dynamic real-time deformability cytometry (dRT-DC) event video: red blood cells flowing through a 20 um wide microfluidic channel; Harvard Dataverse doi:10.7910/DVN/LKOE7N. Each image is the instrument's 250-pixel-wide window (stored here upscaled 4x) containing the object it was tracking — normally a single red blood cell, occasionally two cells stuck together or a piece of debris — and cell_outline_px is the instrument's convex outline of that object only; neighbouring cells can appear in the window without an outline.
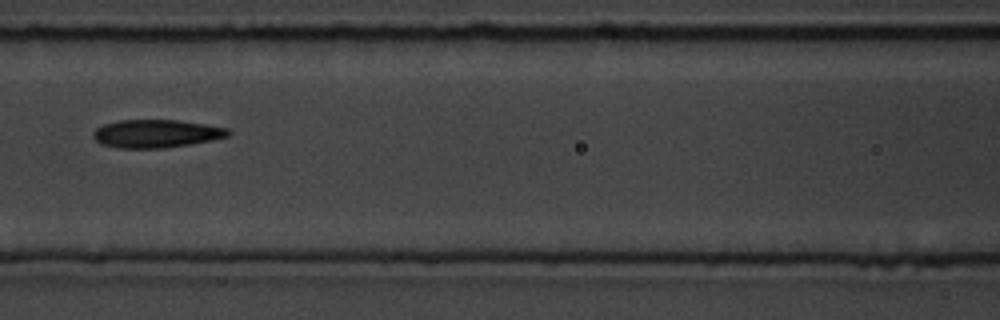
{"species": "common noctule bat (a hibernating species)", "species_latin": "Nyctalus noctula", "temperature_condition": "room temperature", "stored_images_in_passage": 11, "camera_frame_rate_fps": 3000, "um_per_image_px": 0.085, "animal": {"sex": "male", "body_mass_g": 19.5, "forearm_length_mm": 54.6}, "frame": {"image": 1, "passage_image": 7, "time_ms": 7.667, "image_size_px": [1000, 320], "cell_outline_px": [[232, 132], [228, 136], [212, 140], [192, 144], [164, 148], [120, 148], [100, 144], [92, 136], [92, 132], [96, 128], [104, 124], [120, 120], [180, 120], [228, 128]], "centroid_in_image_um": [13.28, 11.36], "position_along_channel_um": 153.3, "area_um2": 22.2}}
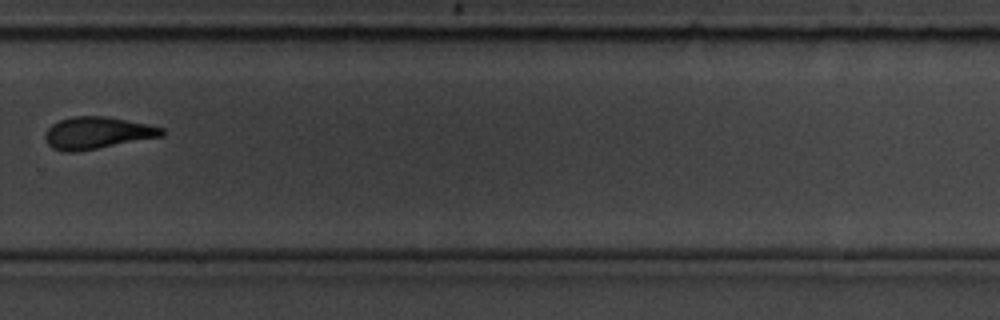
{"frame": {"image": 2, "passage_image": 11, "time_ms": 12.333, "image_size_px": [1000, 320], "cell_outline_px": [[164, 136], [76, 152], [64, 152], [52, 148], [48, 144], [44, 136], [48, 128], [52, 124], [60, 120], [72, 116], [108, 116], [148, 124], [164, 128]], "centroid_in_image_um": [8.26, 11.29], "position_along_channel_um": 321.5, "area_um2": 21.85}}